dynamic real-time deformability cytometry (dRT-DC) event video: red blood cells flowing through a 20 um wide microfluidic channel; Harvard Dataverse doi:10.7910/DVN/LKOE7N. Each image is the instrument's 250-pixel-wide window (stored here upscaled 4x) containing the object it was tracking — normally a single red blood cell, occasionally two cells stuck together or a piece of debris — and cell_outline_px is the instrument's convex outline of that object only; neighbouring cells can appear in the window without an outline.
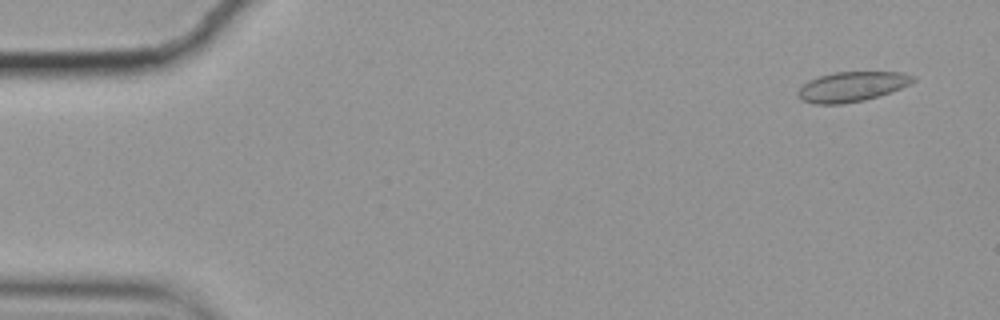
{"species": "common noctule bat (a hibernating species)", "species_latin": "Nyctalus noctula", "temperature_condition": "cold", "stored_images_in_passage": 57, "camera_frame_rate_fps": 3000, "um_per_image_px": 0.085, "animal": {"sex": "female", "body_mass_g": 19.9}, "frame": {"image": 1, "passage_image": 3, "time_ms": 0.667, "image_size_px": [1000, 320], "cell_outline_px": [[916, 80], [892, 92], [880, 96], [864, 100], [844, 104], [816, 104], [800, 100], [796, 92], [808, 80], [820, 76], [836, 72], [900, 72], [916, 76]], "centroid_in_image_um": [72.41, 7.37], "position_along_channel_um": 12.6, "area_um2": 20.11}}
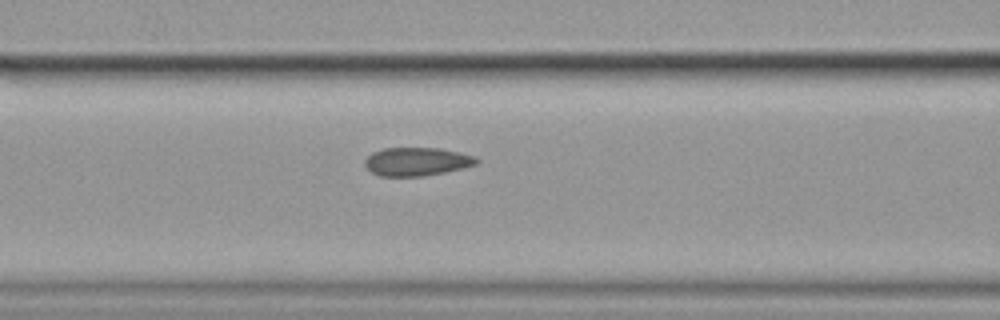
{"frame": {"image": 2, "passage_image": 23, "time_ms": 7.333, "image_size_px": [1000, 320], "cell_outline_px": [[480, 160], [476, 164], [464, 168], [424, 176], [380, 176], [372, 172], [364, 164], [364, 160], [372, 152], [384, 148], [440, 148], [460, 152], [476, 156]], "centroid_in_image_um": [35.45, 13.73], "position_along_channel_um": 131.1, "area_um2": 18.55}}
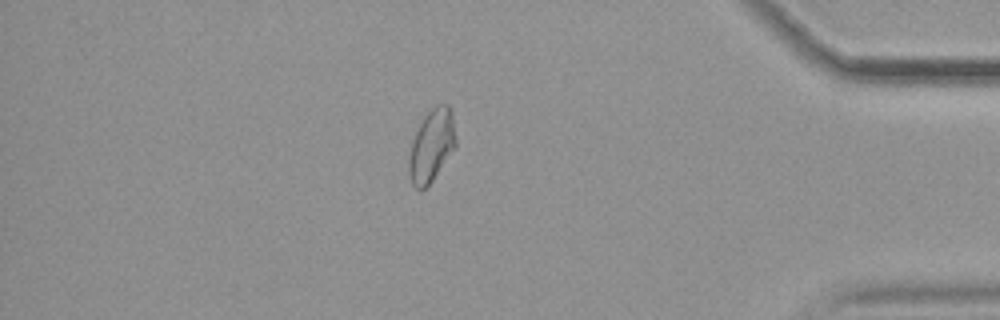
{"frame": {"image": 3, "passage_image": 49, "time_ms": 16.0, "image_size_px": [1000, 320], "cell_outline_px": [[456, 144], [432, 180], [420, 192], [412, 184], [408, 172], [408, 160], [412, 140], [424, 116], [436, 104], [448, 104], [452, 112], [456, 140]], "centroid_in_image_um": [36.66, 12.37], "position_along_channel_um": 398.5, "area_um2": 19.48}, "authors_computed_cell_mechanics": {"area_um2": 19.1318, "velocity_mm_per_s": 3.4921, "shape_relaxation_time_tau1_ms": null, "shape_relaxation_time_tau2_ms": 1.419, "deformation_change_tau1": null, "deformation_change_tau2": 0.0735}}